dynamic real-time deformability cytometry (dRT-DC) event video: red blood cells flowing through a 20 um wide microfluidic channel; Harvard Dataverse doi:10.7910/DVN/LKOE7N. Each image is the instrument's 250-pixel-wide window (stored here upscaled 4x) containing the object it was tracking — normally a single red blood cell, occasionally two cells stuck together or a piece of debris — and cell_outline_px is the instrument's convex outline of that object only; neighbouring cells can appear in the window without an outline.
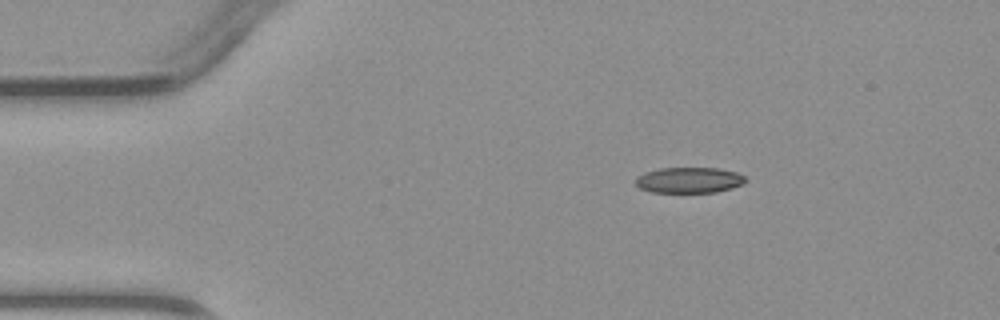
{"species": "common noctule bat (a hibernating species)", "species_latin": "Nyctalus noctula", "temperature_condition": "warm", "stored_images_in_passage": 4, "camera_frame_rate_fps": 3000, "um_per_image_px": 0.085, "animal": {"sex": "male", "body_mass_g": 23.1, "forearm_length_mm": 52.7}, "frame": {"image": 1, "passage_image": 2, "time_ms": 1.333, "image_size_px": [1000, 320], "cell_outline_px": [[748, 180], [744, 184], [732, 188], [716, 192], [652, 192], [640, 188], [636, 184], [636, 176], [644, 172], [660, 168], [716, 168], [736, 172], [744, 176]], "centroid_in_image_um": [58.59, 15.31], "position_along_channel_um": 26.4, "area_um2": 16.53}}
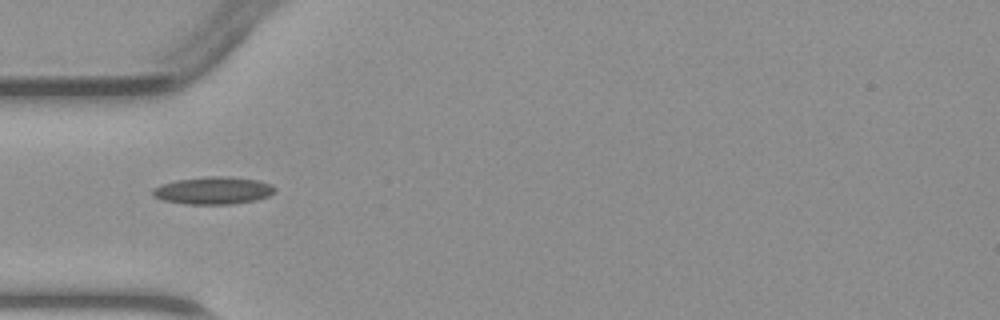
{"frame": {"image": 2, "passage_image": 4, "time_ms": 3.667, "image_size_px": [1000, 320], "cell_outline_px": [[276, 192], [268, 196], [256, 200], [232, 204], [188, 204], [164, 200], [152, 196], [152, 188], [160, 184], [176, 180], [204, 176], [228, 176], [256, 180], [272, 184], [276, 188]], "centroid_in_image_um": [18.13, 16.18], "position_along_channel_um": 66.9, "area_um2": 19.71}}